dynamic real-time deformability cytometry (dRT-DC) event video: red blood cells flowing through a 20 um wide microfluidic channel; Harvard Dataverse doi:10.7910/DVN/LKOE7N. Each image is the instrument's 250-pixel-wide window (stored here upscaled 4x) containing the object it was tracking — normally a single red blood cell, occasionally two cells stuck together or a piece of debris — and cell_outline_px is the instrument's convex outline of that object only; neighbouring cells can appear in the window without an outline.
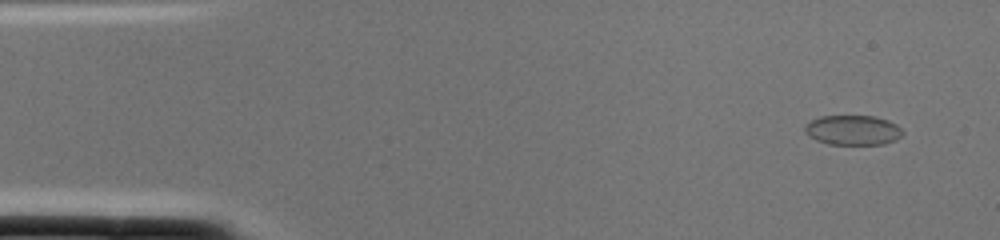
{"species": "common noctule bat (a hibernating species)", "species_latin": "Nyctalus noctula", "temperature_condition": "cold", "stored_images_in_passage": 2, "camera_frame_rate_fps": 3000, "um_per_image_px": 0.085, "animal": {"sex": "female", "body_mass_g": 22.0, "forearm_length_mm": 56.7}, "frame": {"image": 1, "passage_image": 1, "time_ms": 0.0, "image_size_px": [1000, 240], "cell_outline_px": [[904, 132], [896, 140], [884, 144], [828, 144], [816, 140], [808, 136], [804, 132], [804, 124], [820, 116], [872, 116], [888, 120], [896, 124]], "centroid_in_image_um": [72.46, 11.06], "position_along_channel_um": 12.5, "area_um2": 17.05}}
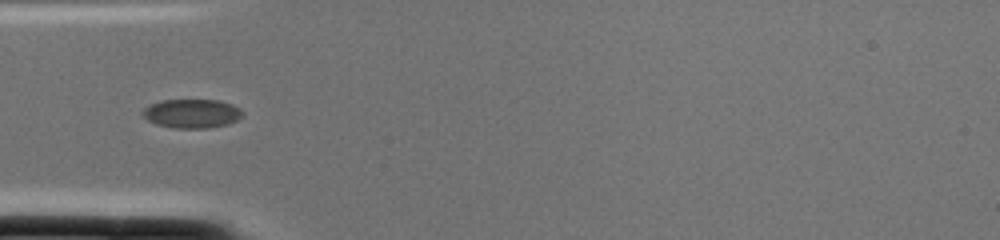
{"frame": {"image": 2, "passage_image": 2, "time_ms": 0.333, "image_size_px": [1000, 240], "cell_outline_px": [[244, 116], [228, 124], [208, 128], [172, 128], [156, 124], [148, 120], [140, 112], [148, 104], [160, 100], [220, 100], [232, 104], [240, 108], [244, 112]], "centroid_in_image_um": [16.31, 9.64], "position_along_channel_um": 68.7, "area_um2": 17.11}}